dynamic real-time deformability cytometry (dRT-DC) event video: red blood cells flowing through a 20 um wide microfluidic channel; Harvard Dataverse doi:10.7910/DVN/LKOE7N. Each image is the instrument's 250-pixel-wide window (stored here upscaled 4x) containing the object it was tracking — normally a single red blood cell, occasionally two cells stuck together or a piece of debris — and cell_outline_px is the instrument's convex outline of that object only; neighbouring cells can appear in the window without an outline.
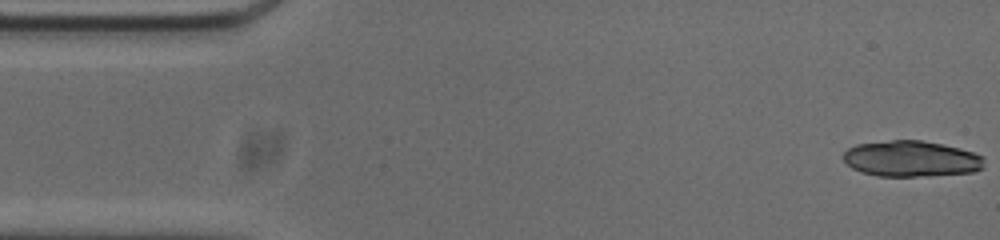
{"species": "common noctule bat (a hibernating species)", "species_latin": "Nyctalus noctula", "temperature_condition": "cold", "stored_images_in_passage": 52, "camera_frame_rate_fps": 3000, "um_per_image_px": 0.085, "animal": {"sex": "male", "body_mass_g": 20.0, "forearm_length_mm": 53.3}, "frame": {"image": 1, "passage_image": 1, "time_ms": 0.0, "image_size_px": [1000, 240], "cell_outline_px": [[984, 168], [972, 172], [928, 176], [876, 176], [860, 172], [852, 168], [844, 160], [844, 152], [848, 148], [856, 144], [892, 140], [920, 140], [960, 148], [984, 156]], "centroid_in_image_um": [77.46, 13.5], "position_along_channel_um": 7.5, "area_um2": 29.59}}
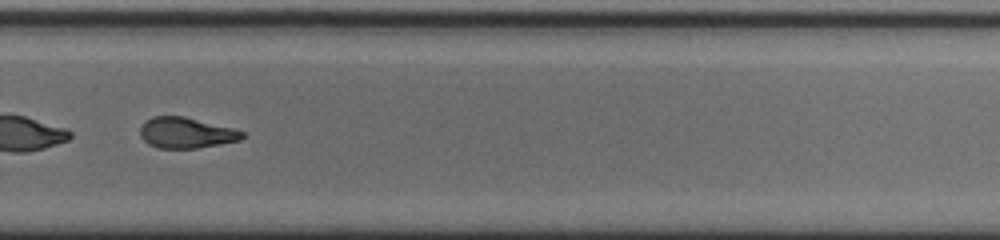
{"frame": {"image": 2, "passage_image": 35, "time_ms": 11.333, "image_size_px": [1000, 240], "cell_outline_px": [[244, 136], [240, 140], [220, 144], [196, 148], [156, 148], [148, 144], [140, 136], [140, 124], [144, 120], [152, 116], [184, 116], [232, 128], [244, 132]], "centroid_in_image_um": [15.76, 11.28], "position_along_channel_um": 314.0, "area_um2": 18.38}, "authors_computed_cell_mechanics": {"area_um2": 19.652, "velocity_mm_per_s": 3.7664, "shape_relaxation_time_tau1_ms": 6.7222, "shape_relaxation_time_tau2_ms": 4.1674, "deformation_change_tau1": 0.2281, "deformation_change_tau2": 0.114}}